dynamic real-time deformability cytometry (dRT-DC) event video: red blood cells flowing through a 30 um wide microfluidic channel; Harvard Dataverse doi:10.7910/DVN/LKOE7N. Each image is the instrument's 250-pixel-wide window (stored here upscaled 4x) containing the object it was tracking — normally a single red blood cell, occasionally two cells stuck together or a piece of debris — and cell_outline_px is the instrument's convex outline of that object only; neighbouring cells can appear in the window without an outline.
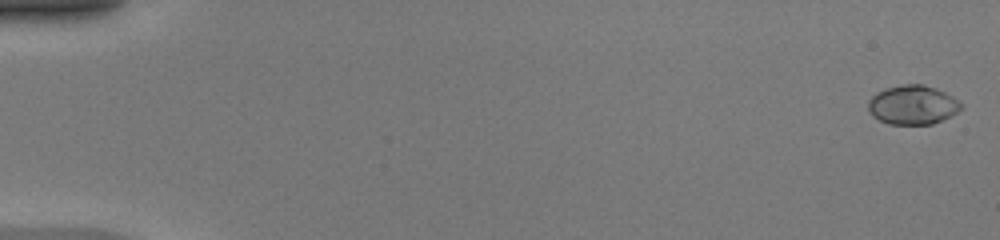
{"species": "common noctule bat (a hibernating species)", "species_latin": "Nyctalus noctula", "temperature_condition": "warm", "stored_images_in_passage": 6, "camera_frame_rate_fps": 3000, "um_per_image_px": 0.085, "animal": {"sex": "female", "body_mass_g": 20.0, "forearm_length_mm": 54.0}, "frame": {"image": 1, "passage_image": 1, "time_ms": 0.0, "image_size_px": [1000, 240], "cell_outline_px": [[964, 108], [932, 124], [888, 124], [872, 116], [868, 108], [868, 100], [876, 92], [900, 84], [924, 84], [936, 88], [952, 96], [964, 104]], "centroid_in_image_um": [77.58, 8.9], "position_along_channel_um": 7.4, "area_um2": 21.21}}